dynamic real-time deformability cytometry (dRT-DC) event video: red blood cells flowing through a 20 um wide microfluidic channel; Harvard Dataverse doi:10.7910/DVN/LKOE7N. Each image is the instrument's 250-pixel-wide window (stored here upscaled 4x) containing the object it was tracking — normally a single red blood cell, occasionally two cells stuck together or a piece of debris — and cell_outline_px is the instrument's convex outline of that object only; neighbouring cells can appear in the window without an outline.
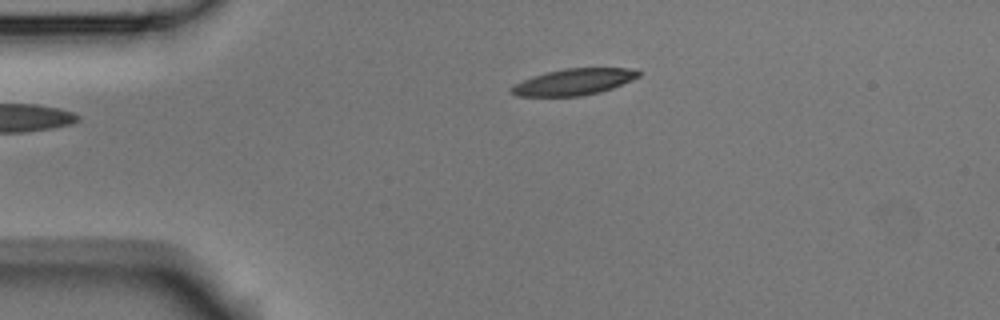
{"species": "Egyptian fruit bat (a non-hibernating species)", "species_latin": "Rousettus aegyptiacus", "temperature_condition": "room temperature", "stored_images_in_passage": 6, "camera_frame_rate_fps": 3000, "um_per_image_px": 0.085, "animal": {"sex": "male"}, "frame": {"image": 1, "passage_image": 6, "time_ms": 1.667, "image_size_px": [1000, 320], "cell_outline_px": [[640, 76], [632, 80], [612, 88], [600, 92], [580, 96], [516, 96], [508, 88], [532, 76], [564, 68], [636, 68], [640, 72]], "centroid_in_image_um": [48.8, 6.96], "position_along_channel_um": 36.2, "area_um2": 19.48}}